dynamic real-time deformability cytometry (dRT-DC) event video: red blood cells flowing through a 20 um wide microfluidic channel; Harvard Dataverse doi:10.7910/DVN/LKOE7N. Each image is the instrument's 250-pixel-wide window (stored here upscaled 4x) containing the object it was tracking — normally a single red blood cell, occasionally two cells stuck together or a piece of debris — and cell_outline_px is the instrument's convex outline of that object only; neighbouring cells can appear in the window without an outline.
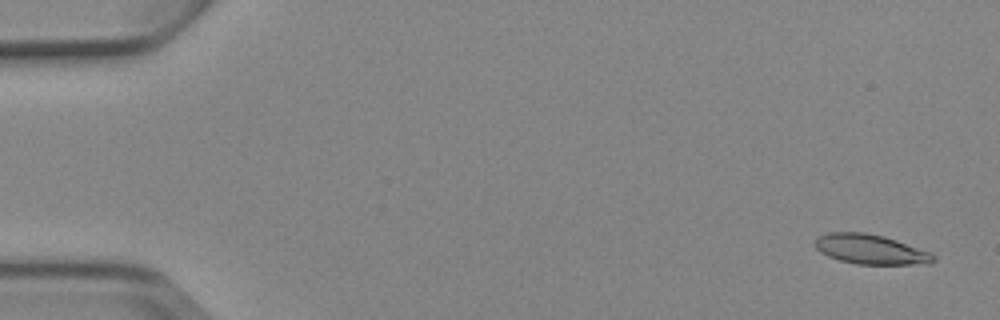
{"species": "Egyptian fruit bat (a non-hibernating species)", "species_latin": "Rousettus aegyptiacus", "temperature_condition": "cold", "stored_images_in_passage": 6, "camera_frame_rate_fps": 3000, "um_per_image_px": 0.085, "animal": {"sex": "female"}, "frame": {"image": 1, "passage_image": 1, "time_ms": 0.0, "image_size_px": [1000, 320], "cell_outline_px": [[936, 260], [932, 264], [856, 264], [840, 260], [828, 256], [820, 252], [816, 248], [816, 236], [828, 232], [864, 232], [884, 236], [932, 252], [936, 256]], "centroid_in_image_um": [74.04, 21.19], "position_along_channel_um": 11.0, "area_um2": 20.69}}
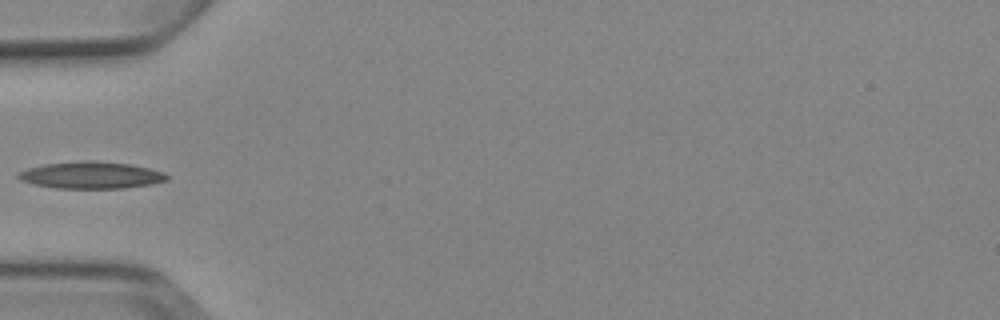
{"frame": {"image": 2, "passage_image": 5, "time_ms": 5.333, "image_size_px": [1000, 320], "cell_outline_px": [[172, 176], [168, 180], [148, 184], [124, 188], [56, 188], [32, 184], [20, 180], [16, 176], [20, 172], [28, 168], [44, 164], [84, 160], [92, 160], [132, 164], [164, 172]], "centroid_in_image_um": [7.76, 14.88], "position_along_channel_um": 77.2, "area_um2": 23.41}}
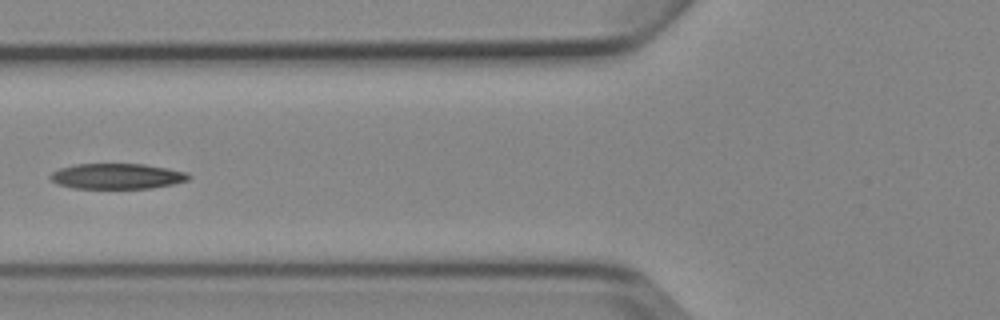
{"frame": {"image": 3, "passage_image": 6, "time_ms": 6.333, "image_size_px": [1000, 320], "cell_outline_px": [[192, 176], [188, 180], [172, 184], [152, 188], [72, 188], [56, 184], [48, 176], [52, 172], [60, 168], [76, 164], [144, 164], [168, 168], [184, 172]], "centroid_in_image_um": [9.92, 14.98], "position_along_channel_um": 115.9, "area_um2": 20.52}}